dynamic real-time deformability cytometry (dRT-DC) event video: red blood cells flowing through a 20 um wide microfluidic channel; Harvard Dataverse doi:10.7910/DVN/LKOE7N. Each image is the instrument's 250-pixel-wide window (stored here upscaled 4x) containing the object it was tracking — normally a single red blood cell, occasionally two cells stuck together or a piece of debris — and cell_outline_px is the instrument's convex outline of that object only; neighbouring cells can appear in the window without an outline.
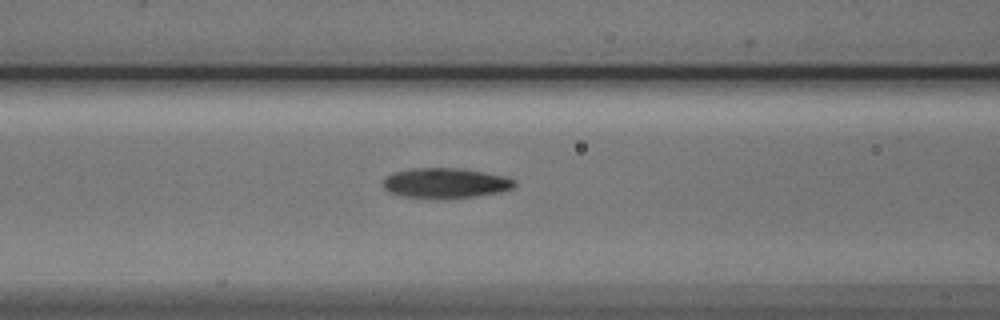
{"species": "Egyptian fruit bat (a non-hibernating species)", "species_latin": "Rousettus aegyptiacus", "temperature_condition": "cold", "stored_images_in_passage": 6, "camera_frame_rate_fps": 3000, "um_per_image_px": 0.085, "animal": {"sex": "male"}, "frame": {"image": 1, "passage_image": 6, "time_ms": 6.0, "image_size_px": [1000, 320], "cell_outline_px": [[516, 184], [512, 188], [500, 192], [476, 196], [444, 200], [440, 200], [400, 196], [388, 192], [384, 188], [384, 180], [392, 172], [416, 168], [456, 168], [504, 176], [516, 180]], "centroid_in_image_um": [37.84, 15.59], "position_along_channel_um": 128.8, "area_um2": 23.29}}